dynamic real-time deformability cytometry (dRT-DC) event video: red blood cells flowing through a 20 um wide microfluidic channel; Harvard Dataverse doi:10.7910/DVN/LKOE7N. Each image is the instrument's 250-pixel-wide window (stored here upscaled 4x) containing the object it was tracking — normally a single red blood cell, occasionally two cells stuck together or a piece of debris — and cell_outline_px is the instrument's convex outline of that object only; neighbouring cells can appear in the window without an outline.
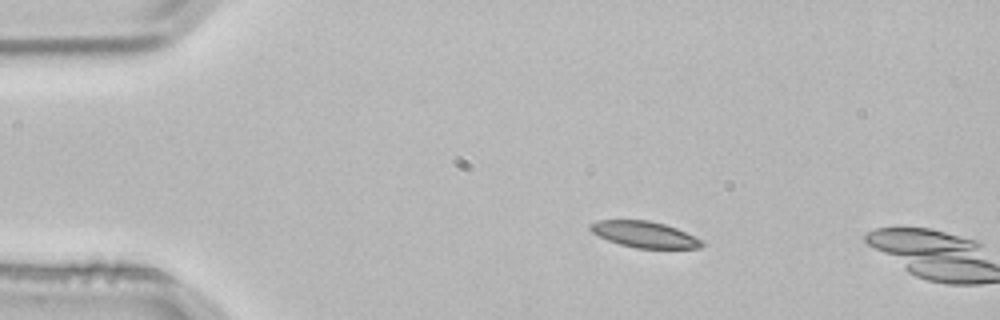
{"species": "common noctule bat (a hibernating species)", "species_latin": "Nyctalus noctula", "temperature_condition": "room temperature", "stored_images_in_passage": 2, "camera_frame_rate_fps": 3000, "um_per_image_px": 0.085, "animal": {"sex": "male", "body_mass_g": 21.5, "forearm_length_mm": 52.0}, "frame": {"image": 1, "passage_image": 1, "time_ms": 0.0, "image_size_px": [1000, 320], "cell_outline_px": [[704, 244], [700, 248], [636, 248], [620, 244], [608, 240], [592, 232], [588, 228], [588, 224], [600, 220], [648, 220], [664, 224], [676, 228], [700, 240]], "centroid_in_image_um": [54.73, 19.92], "position_along_channel_um": 30.3, "area_um2": 16.76}}